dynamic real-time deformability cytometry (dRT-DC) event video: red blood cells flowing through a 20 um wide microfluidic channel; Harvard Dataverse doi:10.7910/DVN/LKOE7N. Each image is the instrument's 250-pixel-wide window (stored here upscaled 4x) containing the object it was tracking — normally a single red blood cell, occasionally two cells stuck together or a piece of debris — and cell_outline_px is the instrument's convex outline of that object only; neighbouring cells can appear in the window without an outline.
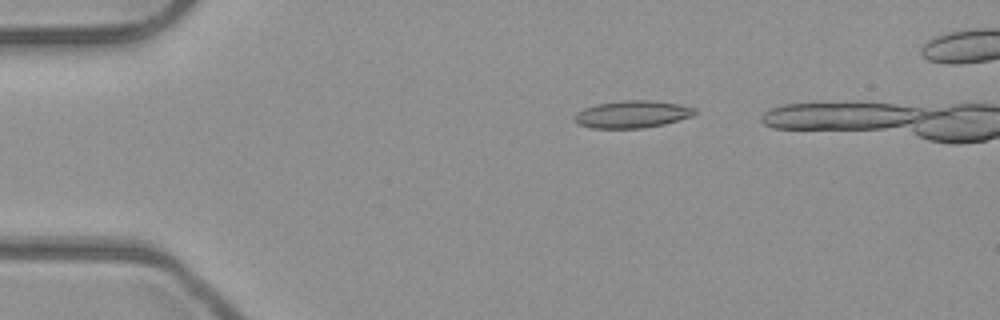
{"species": "common noctule bat (a hibernating species)", "species_latin": "Nyctalus noctula", "temperature_condition": "room temperature", "stored_images_in_passage": 5, "camera_frame_rate_fps": 3000, "um_per_image_px": 0.085, "animal": {"sex": "male", "body_mass_g": 23.1, "forearm_length_mm": 52.7}, "frame": {"image": 1, "passage_image": 3, "time_ms": 0.667, "image_size_px": [1000, 320], "cell_outline_px": [[696, 112], [692, 116], [664, 124], [644, 128], [592, 128], [576, 124], [572, 120], [572, 116], [576, 112], [584, 108], [596, 104], [620, 100], [648, 100], [680, 104], [696, 108]], "centroid_in_image_um": [53.68, 9.71], "position_along_channel_um": 31.3, "area_um2": 19.36}}